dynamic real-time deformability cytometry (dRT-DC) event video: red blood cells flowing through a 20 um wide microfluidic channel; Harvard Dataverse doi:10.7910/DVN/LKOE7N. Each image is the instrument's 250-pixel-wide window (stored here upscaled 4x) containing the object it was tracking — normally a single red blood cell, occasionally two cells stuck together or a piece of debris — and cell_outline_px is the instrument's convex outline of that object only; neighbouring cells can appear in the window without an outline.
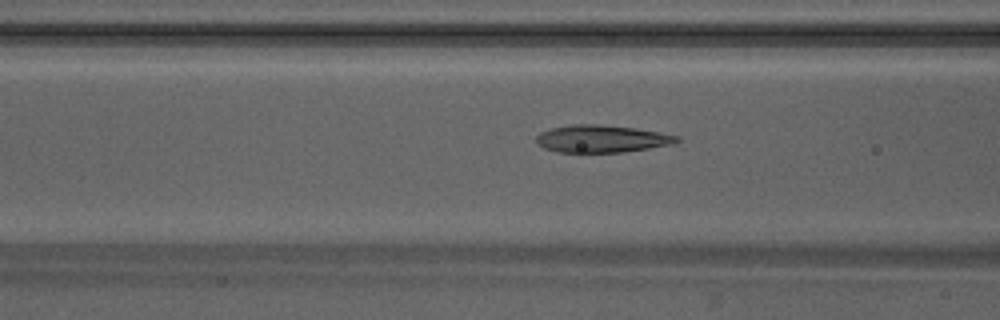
{"species": "Egyptian fruit bat (a non-hibernating species)", "species_latin": "Rousettus aegyptiacus", "temperature_condition": "warm", "stored_images_in_passage": 35, "camera_frame_rate_fps": 3000, "um_per_image_px": 0.085, "animal": {"sex": "male"}, "frame": {"image": 1, "passage_image": 15, "time_ms": 4.667, "image_size_px": [1000, 320], "cell_outline_px": [[680, 140], [676, 144], [624, 152], [560, 152], [544, 148], [536, 140], [536, 136], [540, 132], [552, 128], [572, 124], [600, 124], [636, 128], [660, 132], [680, 136]], "centroid_in_image_um": [51.21, 11.79], "position_along_channel_um": 115.4, "area_um2": 22.54}}
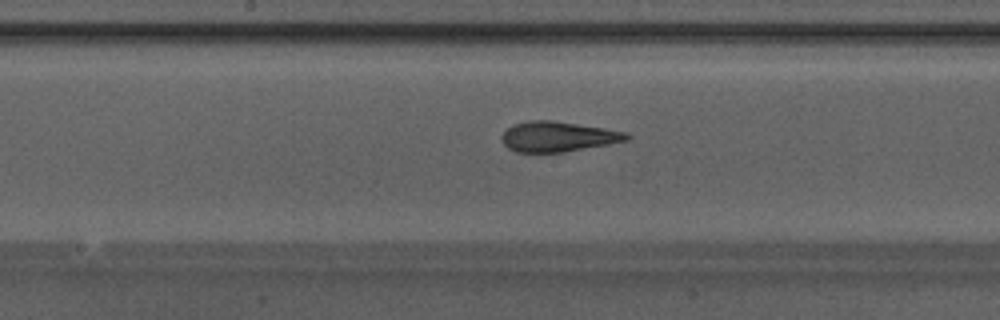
{"frame": {"image": 2, "passage_image": 21, "time_ms": 6.667, "image_size_px": [1000, 320], "cell_outline_px": [[632, 136], [628, 140], [608, 144], [564, 152], [516, 152], [508, 148], [504, 144], [500, 136], [508, 128], [516, 124], [528, 120], [552, 120], [604, 128], [628, 132]], "centroid_in_image_um": [47.44, 11.61], "position_along_channel_um": 200.8, "area_um2": 21.91}}
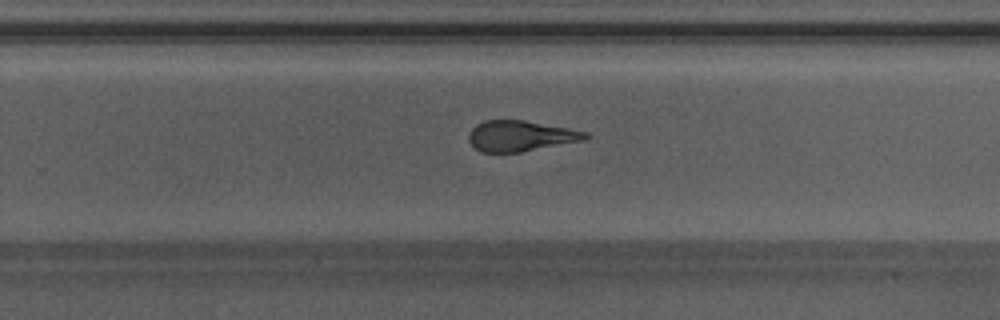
{"frame": {"image": 3, "passage_image": 27, "time_ms": 8.667, "image_size_px": [1000, 320], "cell_outline_px": [[592, 136], [584, 140], [520, 152], [480, 152], [468, 140], [468, 132], [476, 124], [484, 120], [524, 120], [568, 128], [588, 132]], "centroid_in_image_um": [44.24, 11.55], "position_along_channel_um": 285.6, "area_um2": 20.87}}